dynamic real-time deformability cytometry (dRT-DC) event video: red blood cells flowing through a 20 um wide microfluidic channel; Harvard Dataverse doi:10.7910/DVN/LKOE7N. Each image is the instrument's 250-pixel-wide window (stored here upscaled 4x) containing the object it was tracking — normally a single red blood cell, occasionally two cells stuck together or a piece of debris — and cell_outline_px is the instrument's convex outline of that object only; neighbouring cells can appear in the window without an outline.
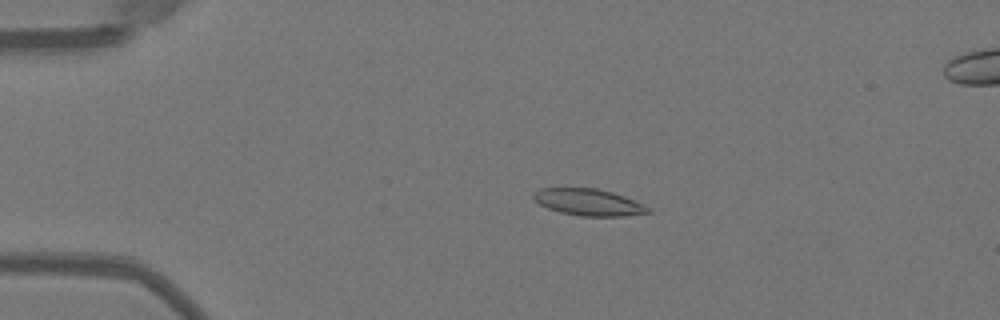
{"species": "Egyptian fruit bat (a non-hibernating species)", "species_latin": "Rousettus aegyptiacus", "temperature_condition": "warm", "stored_images_in_passage": 52, "camera_frame_rate_fps": 3000, "um_per_image_px": 0.085, "animal": {"sex": "female"}, "frame": {"image": 1, "passage_image": 12, "time_ms": 3.667, "image_size_px": [1000, 320], "cell_outline_px": [[652, 212], [624, 216], [580, 216], [560, 212], [548, 208], [532, 200], [532, 192], [540, 188], [596, 188], [612, 192], [624, 196], [648, 208]], "centroid_in_image_um": [49.95, 17.18], "position_along_channel_um": 35.1, "area_um2": 17.74}}
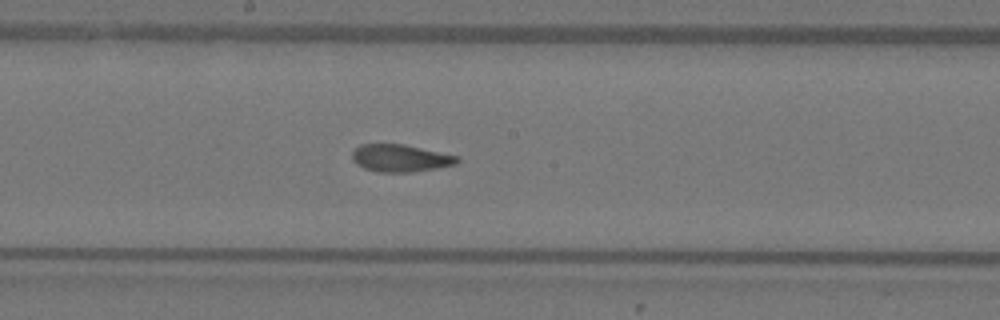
{"frame": {"image": 2, "passage_image": 29, "time_ms": 9.333, "image_size_px": [1000, 320], "cell_outline_px": [[460, 160], [456, 164], [440, 168], [412, 172], [376, 172], [364, 168], [356, 164], [352, 160], [352, 152], [360, 144], [404, 144], [460, 156]], "centroid_in_image_um": [34.06, 13.45], "position_along_channel_um": 214.1, "area_um2": 16.99}}
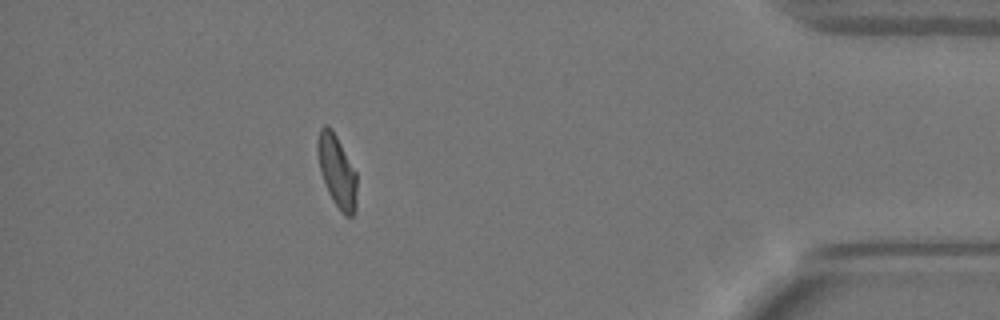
{"frame": {"image": 3, "passage_image": 47, "time_ms": 15.333, "image_size_px": [1000, 320], "cell_outline_px": [[356, 208], [352, 216], [344, 216], [332, 200], [328, 192], [320, 172], [316, 148], [316, 140], [320, 128], [324, 124], [328, 124], [332, 128], [356, 172]], "centroid_in_image_um": [28.61, 14.52], "position_along_channel_um": 406.6, "area_um2": 16.7}, "authors_computed_cell_mechanics": {"area_um2": 17.5423, "velocity_mm_per_s": 3.9792, "shape_relaxation_time_tau1_ms": 7.3796, "shape_relaxation_time_tau2_ms": 1.4659, "deformation_change_tau1": 0.2185, "deformation_change_tau2": 0.0598}}